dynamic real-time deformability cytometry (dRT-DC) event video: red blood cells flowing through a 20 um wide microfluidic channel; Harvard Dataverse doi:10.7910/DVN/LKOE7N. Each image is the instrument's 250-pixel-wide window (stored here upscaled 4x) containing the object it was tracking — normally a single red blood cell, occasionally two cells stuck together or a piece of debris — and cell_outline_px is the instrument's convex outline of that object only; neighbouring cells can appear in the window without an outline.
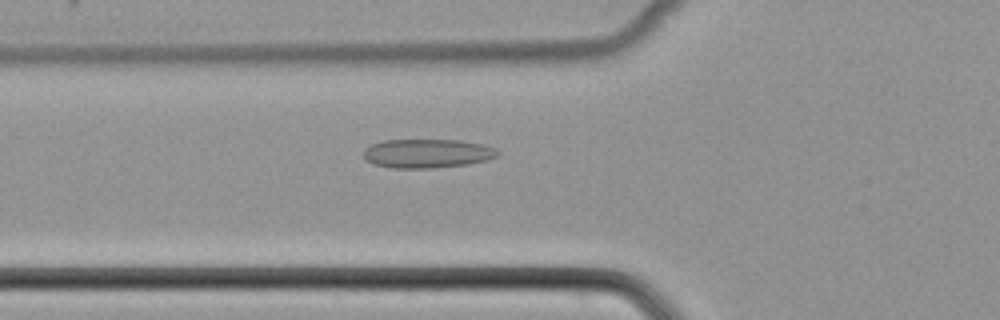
{"species": "common noctule bat (a hibernating species)", "species_latin": "Nyctalus noctula", "temperature_condition": "cold", "stored_images_in_passage": 51, "camera_frame_rate_fps": 3000, "um_per_image_px": 0.085, "animal": {"sex": "female", "body_mass_g": 22.7, "forearm_length_mm": 54.2}, "frame": {"image": 1, "passage_image": 19, "time_ms": 6.0, "image_size_px": [1000, 320], "cell_outline_px": [[500, 152], [496, 156], [488, 160], [468, 164], [432, 168], [392, 168], [372, 164], [364, 160], [364, 148], [372, 144], [384, 140], [460, 140], [484, 144], [496, 148]], "centroid_in_image_um": [36.31, 13.04], "position_along_channel_um": 89.5, "area_um2": 22.83}}
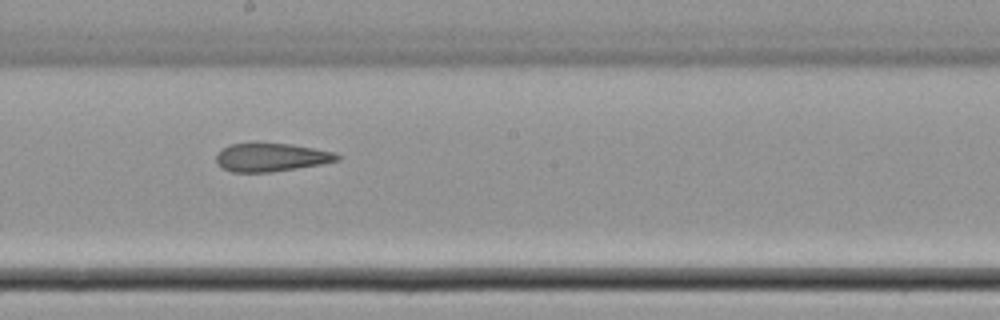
{"frame": {"image": 2, "passage_image": 29, "time_ms": 9.333, "image_size_px": [1000, 320], "cell_outline_px": [[340, 160], [320, 164], [272, 172], [232, 172], [216, 164], [216, 152], [220, 148], [228, 144], [256, 140], [292, 144], [336, 152], [340, 156]], "centroid_in_image_um": [22.98, 13.32], "position_along_channel_um": 225.2, "area_um2": 20.87}}
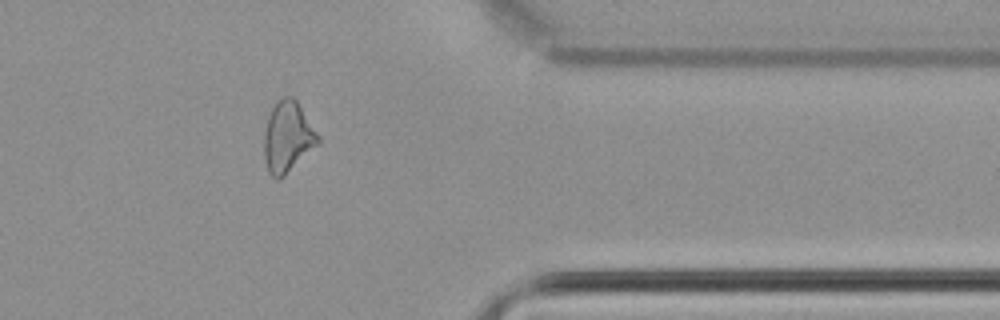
{"frame": {"image": 3, "passage_image": 42, "time_ms": 13.667, "image_size_px": [1000, 320], "cell_outline_px": [[320, 144], [284, 176], [276, 180], [268, 172], [264, 156], [264, 132], [268, 116], [276, 100], [284, 96], [292, 96], [296, 100], [320, 136]], "centroid_in_image_um": [24.46, 11.65], "position_along_channel_um": 386.9, "area_um2": 22.48}}